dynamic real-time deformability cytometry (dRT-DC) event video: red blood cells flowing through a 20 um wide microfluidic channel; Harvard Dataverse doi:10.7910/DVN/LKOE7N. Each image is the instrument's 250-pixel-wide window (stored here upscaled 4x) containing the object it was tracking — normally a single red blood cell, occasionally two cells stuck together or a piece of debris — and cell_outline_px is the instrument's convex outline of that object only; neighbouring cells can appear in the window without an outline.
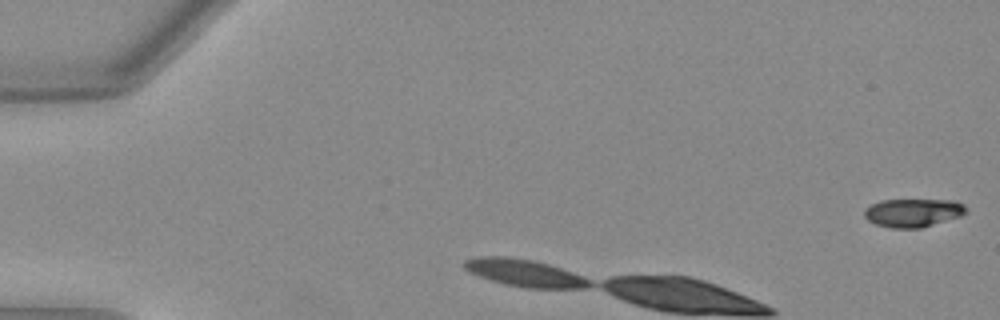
{"species": "Egyptian fruit bat (a non-hibernating species)", "species_latin": "Rousettus aegyptiacus", "temperature_condition": "warm", "stored_images_in_passage": 3, "camera_frame_rate_fps": 3000, "um_per_image_px": 0.085, "animal": {"sex": "female"}, "frame": {"image": 1, "passage_image": 1, "time_ms": 0.0, "image_size_px": [1000, 320], "cell_outline_px": [[968, 212], [960, 216], [920, 228], [892, 228], [876, 224], [868, 220], [864, 216], [864, 208], [880, 200], [952, 200], [964, 204], [968, 208]], "centroid_in_image_um": [77.61, 18.07], "position_along_channel_um": 7.4, "area_um2": 16.82}}